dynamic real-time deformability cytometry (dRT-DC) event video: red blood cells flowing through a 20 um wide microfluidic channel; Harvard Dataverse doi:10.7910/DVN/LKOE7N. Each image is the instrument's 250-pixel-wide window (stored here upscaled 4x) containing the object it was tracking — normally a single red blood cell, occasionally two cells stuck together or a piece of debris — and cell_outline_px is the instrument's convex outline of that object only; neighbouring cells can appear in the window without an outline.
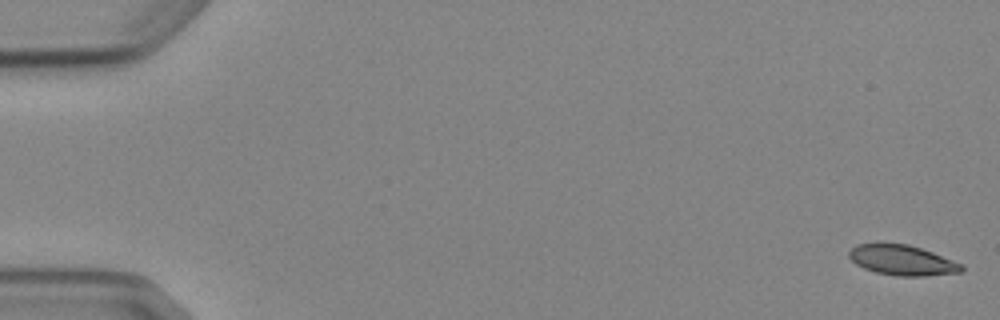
{"species": "Egyptian fruit bat (a non-hibernating species)", "species_latin": "Rousettus aegyptiacus", "temperature_condition": "cold", "stored_images_in_passage": 6, "camera_frame_rate_fps": 3000, "um_per_image_px": 0.085, "animal": {"sex": "female"}, "frame": {"image": 1, "passage_image": 1, "time_ms": 0.0, "image_size_px": [1000, 320], "cell_outline_px": [[964, 272], [924, 276], [896, 276], [876, 272], [864, 268], [856, 264], [848, 256], [848, 252], [856, 244], [884, 240], [908, 244], [932, 252], [964, 264]], "centroid_in_image_um": [76.66, 22.08], "position_along_channel_um": 8.3, "area_um2": 20.52}}
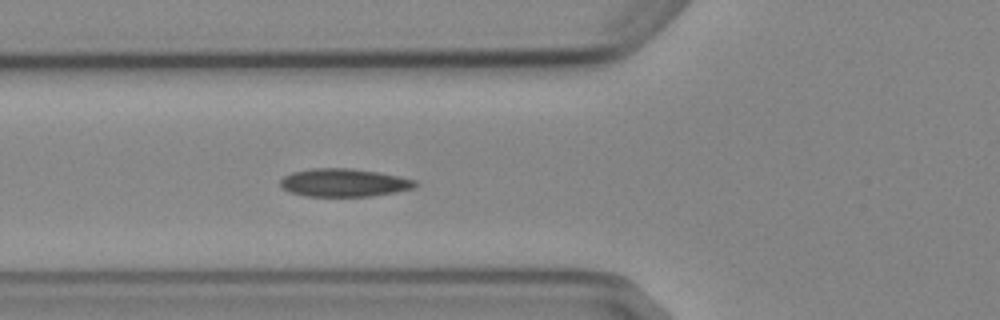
{"frame": {"image": 2, "passage_image": 6, "time_ms": 6.333, "image_size_px": [1000, 320], "cell_outline_px": [[416, 184], [412, 188], [396, 192], [368, 196], [304, 196], [288, 192], [280, 188], [280, 180], [284, 176], [292, 172], [312, 168], [352, 168], [376, 172], [416, 180]], "centroid_in_image_um": [29.15, 15.53], "position_along_channel_um": 96.6, "area_um2": 21.96}}